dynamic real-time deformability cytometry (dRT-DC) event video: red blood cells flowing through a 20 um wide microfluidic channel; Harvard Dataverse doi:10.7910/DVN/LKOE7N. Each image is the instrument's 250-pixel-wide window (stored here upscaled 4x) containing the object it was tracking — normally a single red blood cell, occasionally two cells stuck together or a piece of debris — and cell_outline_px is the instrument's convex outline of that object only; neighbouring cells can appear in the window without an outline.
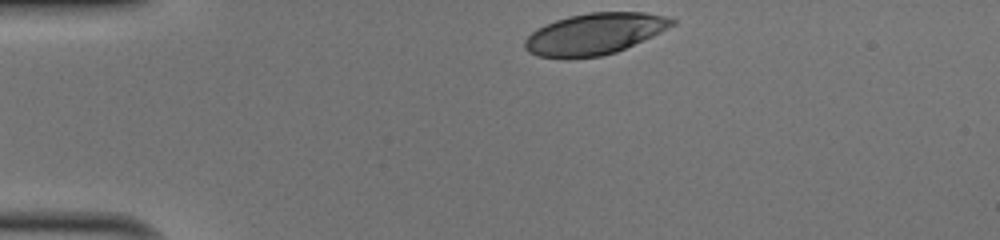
{"species": "human", "species_latin": "Homo sapiens", "temperature_condition": "cold", "stored_images_in_passage": 31, "camera_frame_rate_fps": 3000, "um_per_image_px": 0.085, "donor": {"sex": "male"}, "frame": {"image": 1, "passage_image": 1, "time_ms": 0.0, "image_size_px": [1000, 240], "cell_outline_px": [[676, 24], [652, 36], [616, 52], [600, 56], [564, 60], [536, 56], [528, 52], [524, 48], [524, 40], [536, 28], [556, 20], [568, 16], [588, 12], [644, 12], [668, 16], [676, 20]], "centroid_in_image_um": [50.5, 2.89], "position_along_channel_um": 34.5, "area_um2": 35.95}}
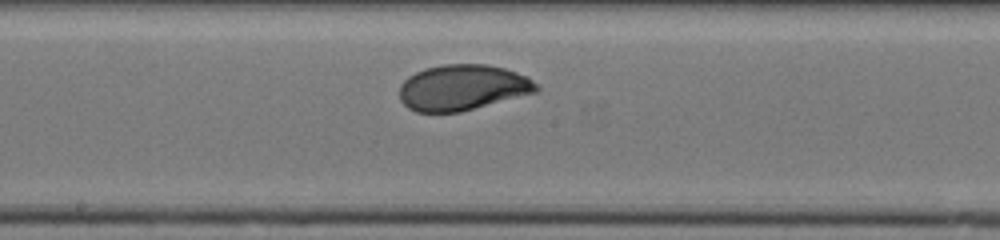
{"frame": {"image": 2, "passage_image": 18, "time_ms": 5.667, "image_size_px": [1000, 240], "cell_outline_px": [[540, 88], [536, 92], [460, 112], [416, 112], [408, 108], [400, 100], [400, 84], [408, 76], [424, 68], [444, 64], [488, 64], [504, 68], [528, 76]], "centroid_in_image_um": [39.3, 7.43], "position_along_channel_um": 208.9, "area_um2": 36.53}}
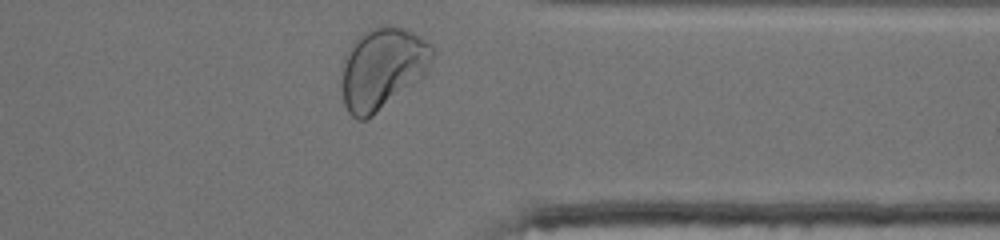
{"frame": {"image": 3, "passage_image": 31, "time_ms": 10.0, "image_size_px": [1000, 240], "cell_outline_px": [[436, 52], [428, 72], [420, 80], [372, 116], [364, 120], [356, 120], [348, 112], [344, 104], [344, 56], [352, 44], [368, 28], [380, 24], [388, 24], [412, 32], [432, 44]], "centroid_in_image_um": [32.57, 5.79], "position_along_channel_um": 378.8, "area_um2": 43.12}, "authors_computed_cell_mechanics": {"area_um2": 36.5874, "velocity_mm_per_s": 4.0194, "shape_relaxation_time_tau1_ms": 2.6525, "shape_relaxation_time_tau2_ms": null, "deformation_change_tau1": 0.159, "deformation_change_tau2": null}}